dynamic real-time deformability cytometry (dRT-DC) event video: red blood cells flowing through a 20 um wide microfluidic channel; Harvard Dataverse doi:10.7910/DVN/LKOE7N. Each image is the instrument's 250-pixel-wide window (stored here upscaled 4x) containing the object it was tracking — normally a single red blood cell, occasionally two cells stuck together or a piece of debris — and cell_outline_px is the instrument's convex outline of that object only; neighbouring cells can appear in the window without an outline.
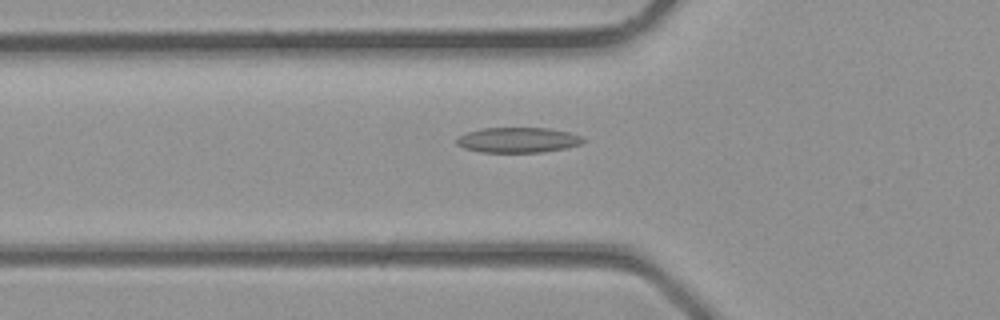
{"species": "common noctule bat (a hibernating species)", "species_latin": "Nyctalus noctula", "temperature_condition": "room temperature", "stored_images_in_passage": 4, "camera_frame_rate_fps": 3000, "um_per_image_px": 0.085, "animal": {"sex": "male", "body_mass_g": 23.1, "forearm_length_mm": 52.7}, "frame": {"image": 1, "passage_image": 4, "time_ms": 1.0, "image_size_px": [1000, 320], "cell_outline_px": [[584, 140], [580, 144], [564, 148], [544, 152], [480, 152], [464, 148], [456, 144], [456, 140], [460, 136], [468, 132], [484, 128], [548, 128], [568, 132], [580, 136]], "centroid_in_image_um": [44.0, 11.9], "position_along_channel_um": 81.8, "area_um2": 18.38}}